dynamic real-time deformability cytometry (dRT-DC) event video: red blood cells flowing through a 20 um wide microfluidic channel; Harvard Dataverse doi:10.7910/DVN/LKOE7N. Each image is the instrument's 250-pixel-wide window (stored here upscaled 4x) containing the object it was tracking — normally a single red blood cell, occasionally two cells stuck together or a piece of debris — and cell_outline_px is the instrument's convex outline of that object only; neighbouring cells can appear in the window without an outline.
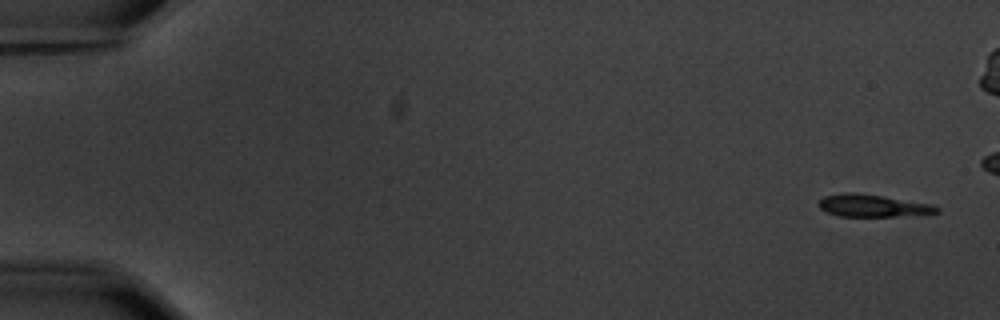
{"species": "common noctule bat (a hibernating species)", "species_latin": "Nyctalus noctula", "temperature_condition": "warm", "stored_images_in_passage": 6, "camera_frame_rate_fps": 3000, "um_per_image_px": 0.085, "animal": {"sex": "male", "body_mass_g": 20.1, "forearm_length_mm": 53.5}, "frame": {"image": 1, "passage_image": 1, "time_ms": 0.0, "image_size_px": [1000, 320], "cell_outline_px": [[940, 212], [892, 216], [840, 216], [828, 212], [820, 208], [820, 200], [824, 196], [844, 192], [856, 192], [884, 196], [932, 204], [940, 208]], "centroid_in_image_um": [74.18, 17.46], "position_along_channel_um": 10.8, "area_um2": 15.14}}